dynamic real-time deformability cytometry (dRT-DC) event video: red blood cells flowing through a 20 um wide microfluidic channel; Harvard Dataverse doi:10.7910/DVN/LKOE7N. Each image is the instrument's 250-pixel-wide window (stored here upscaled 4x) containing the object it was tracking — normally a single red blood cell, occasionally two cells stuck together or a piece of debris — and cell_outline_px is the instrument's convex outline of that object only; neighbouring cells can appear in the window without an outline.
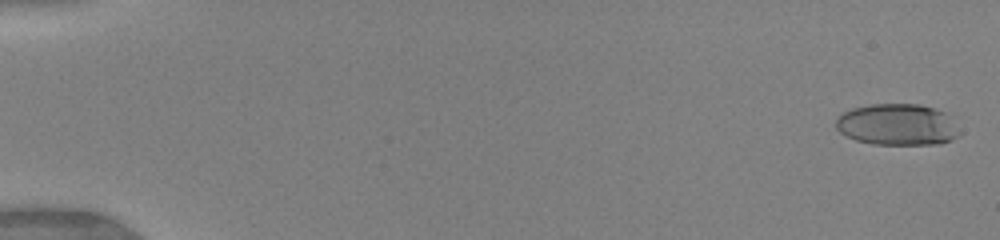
{"species": "human", "species_latin": "Homo sapiens", "temperature_condition": "warm", "stored_images_in_passage": 26, "camera_frame_rate_fps": 3000, "um_per_image_px": 0.085, "donor": {"sex": "female"}, "frame": {"image": 1, "passage_image": 2, "time_ms": 0.333, "image_size_px": [1000, 240], "cell_outline_px": [[960, 136], [952, 140], [940, 144], [872, 144], [856, 140], [840, 132], [836, 128], [836, 120], [844, 112], [852, 108], [872, 104], [920, 104], [936, 108], [944, 112], [960, 132]], "centroid_in_image_um": [76.28, 10.59], "position_along_channel_um": 8.7, "area_um2": 29.77}}
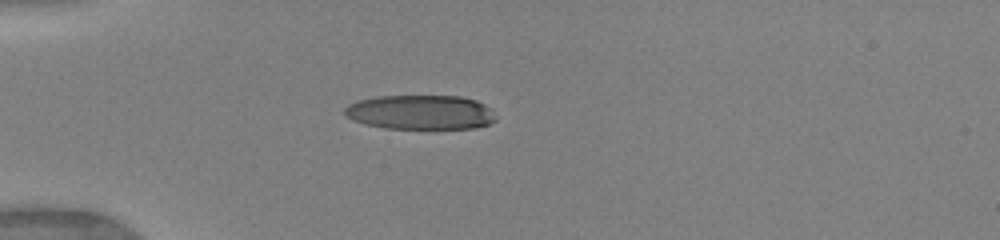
{"frame": {"image": 2, "passage_image": 21, "time_ms": 5.0, "image_size_px": [1000, 240], "cell_outline_px": [[496, 120], [488, 124], [476, 128], [384, 128], [364, 124], [352, 120], [344, 116], [344, 108], [348, 104], [356, 100], [376, 96], [460, 96], [476, 100], [492, 108]], "centroid_in_image_um": [35.71, 9.53], "position_along_channel_um": 49.3, "area_um2": 30.63}}